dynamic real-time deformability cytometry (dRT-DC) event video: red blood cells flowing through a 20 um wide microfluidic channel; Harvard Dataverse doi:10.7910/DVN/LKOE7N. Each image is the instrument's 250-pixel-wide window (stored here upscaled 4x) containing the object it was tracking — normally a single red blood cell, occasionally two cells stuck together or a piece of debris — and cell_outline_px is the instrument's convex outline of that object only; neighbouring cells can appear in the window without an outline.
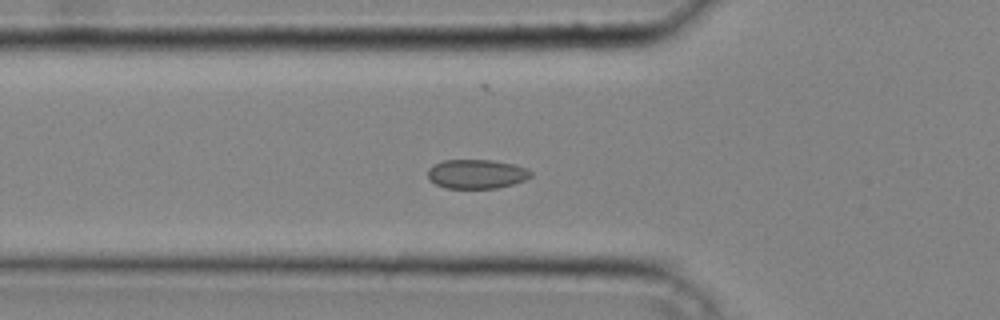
{"species": "common noctule bat (a hibernating species)", "species_latin": "Nyctalus noctula", "temperature_condition": "cold", "stored_images_in_passage": 39, "camera_frame_rate_fps": 3000, "um_per_image_px": 0.085, "animal": {"sex": "male", "body_mass_g": 20.4}, "frame": {"image": 1, "passage_image": 15, "time_ms": 4.667, "image_size_px": [1000, 320], "cell_outline_px": [[532, 176], [524, 180], [512, 184], [496, 188], [444, 188], [436, 184], [428, 176], [428, 168], [432, 164], [444, 160], [492, 160], [516, 164], [528, 168], [532, 172]], "centroid_in_image_um": [40.53, 14.78], "position_along_channel_um": 85.3, "area_um2": 17.63}}
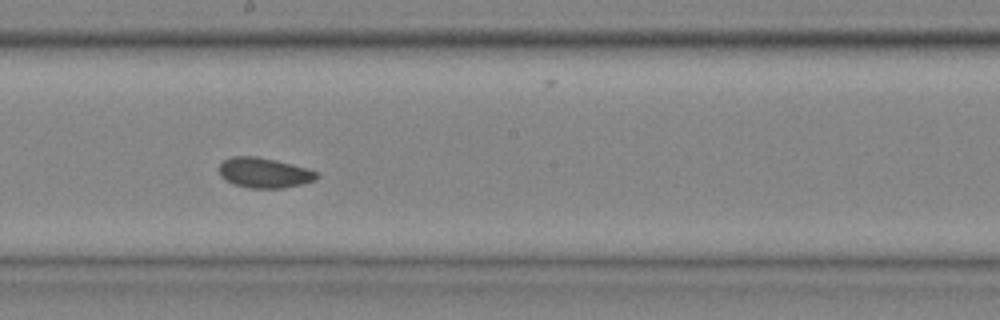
{"frame": {"image": 2, "passage_image": 24, "time_ms": 7.667, "image_size_px": [1000, 320], "cell_outline_px": [[320, 176], [316, 180], [300, 184], [280, 188], [248, 188], [232, 184], [224, 180], [220, 176], [220, 164], [224, 160], [232, 156], [256, 156], [276, 160], [308, 168], [320, 172]], "centroid_in_image_um": [22.47, 14.68], "position_along_channel_um": 225.7, "area_um2": 17.34}}
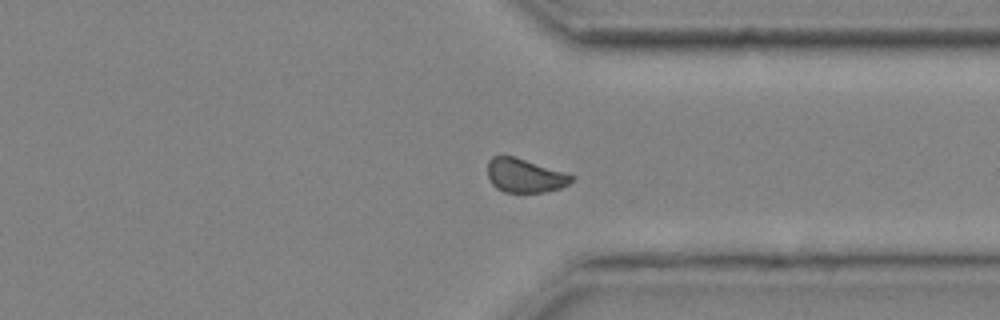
{"frame": {"image": 3, "passage_image": 33, "time_ms": 10.667, "image_size_px": [1000, 320], "cell_outline_px": [[576, 176], [568, 184], [560, 188], [544, 192], [504, 192], [496, 188], [492, 184], [488, 176], [488, 160], [492, 156], [516, 156], [568, 172]], "centroid_in_image_um": [44.64, 14.9], "position_along_channel_um": 366.8, "area_um2": 16.88}}